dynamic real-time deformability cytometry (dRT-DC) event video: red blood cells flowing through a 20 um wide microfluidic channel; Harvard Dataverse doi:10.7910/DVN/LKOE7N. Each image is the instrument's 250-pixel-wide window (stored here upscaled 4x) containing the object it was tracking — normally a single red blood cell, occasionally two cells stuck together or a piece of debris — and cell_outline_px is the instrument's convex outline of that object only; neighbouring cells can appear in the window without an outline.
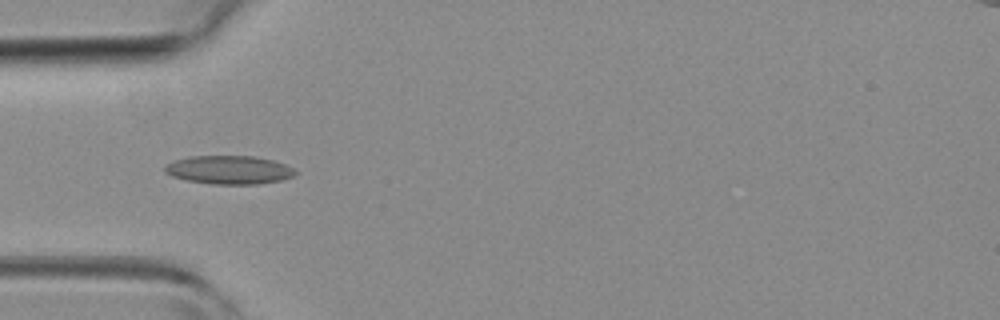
{"species": "common noctule bat (a hibernating species)", "species_latin": "Nyctalus noctula", "temperature_condition": "room temperature", "stored_images_in_passage": 4, "camera_frame_rate_fps": 3000, "um_per_image_px": 0.085, "animal": {"sex": "female", "body_mass_g": 19.3, "forearm_length_mm": 54.1}, "frame": {"image": 1, "passage_image": 3, "time_ms": 2.333, "image_size_px": [1000, 320], "cell_outline_px": [[296, 172], [292, 176], [280, 180], [260, 184], [212, 184], [188, 180], [172, 176], [164, 172], [164, 168], [172, 160], [188, 156], [256, 156], [272, 160], [284, 164], [292, 168]], "centroid_in_image_um": [19.43, 14.43], "position_along_channel_um": 65.6, "area_um2": 21.56}}
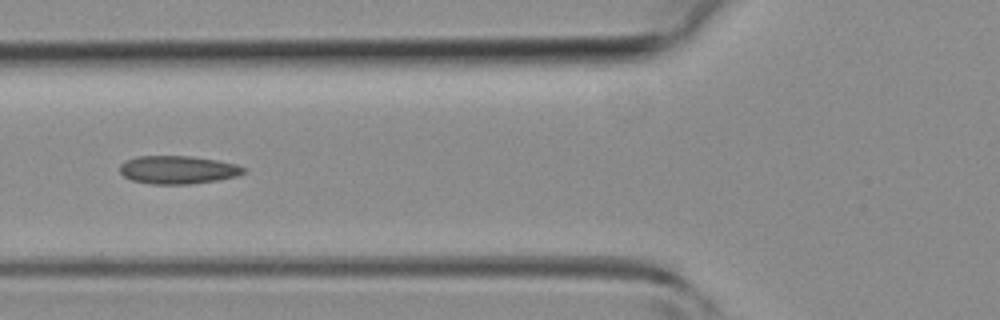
{"frame": {"image": 2, "passage_image": 4, "time_ms": 3.333, "image_size_px": [1000, 320], "cell_outline_px": [[248, 168], [244, 172], [236, 176], [220, 180], [192, 184], [152, 184], [132, 180], [124, 176], [120, 172], [120, 164], [124, 160], [136, 156], [192, 156], [216, 160], [236, 164]], "centroid_in_image_um": [15.12, 14.43], "position_along_channel_um": 110.7, "area_um2": 20.46}}